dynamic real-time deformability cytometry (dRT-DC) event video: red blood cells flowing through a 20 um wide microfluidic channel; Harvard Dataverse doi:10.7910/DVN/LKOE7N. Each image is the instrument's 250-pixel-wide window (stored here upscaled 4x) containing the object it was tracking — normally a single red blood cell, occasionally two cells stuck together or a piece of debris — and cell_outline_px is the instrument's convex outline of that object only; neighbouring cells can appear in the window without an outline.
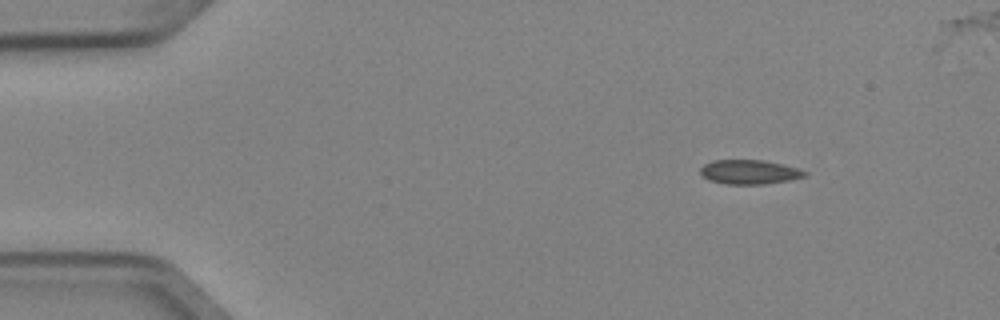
{"species": "Egyptian fruit bat (a non-hibernating species)", "species_latin": "Rousettus aegyptiacus", "temperature_condition": "cold", "stored_images_in_passage": 5, "camera_frame_rate_fps": 3000, "um_per_image_px": 0.085, "animal": {"sex": "female"}, "frame": {"image": 1, "passage_image": 1, "time_ms": 0.0, "image_size_px": [1000, 320], "cell_outline_px": [[808, 176], [792, 180], [764, 184], [728, 184], [708, 180], [700, 172], [700, 168], [704, 164], [712, 160], [764, 160], [800, 168], [808, 172]], "centroid_in_image_um": [63.75, 14.62], "position_along_channel_um": 21.2, "area_um2": 14.97}}
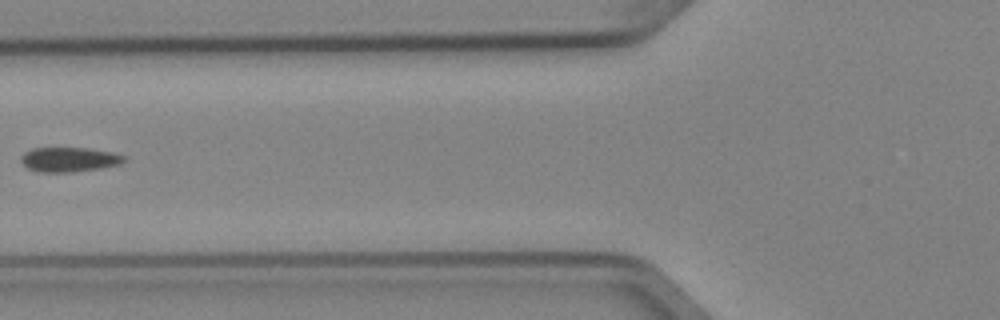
{"frame": {"image": 2, "passage_image": 5, "time_ms": 1.333, "image_size_px": [1000, 320], "cell_outline_px": [[128, 156], [120, 164], [100, 168], [72, 172], [40, 172], [28, 168], [20, 160], [20, 156], [24, 152], [32, 148], [88, 148], [112, 152]], "centroid_in_image_um": [5.88, 13.55], "position_along_channel_um": 119.9, "area_um2": 14.8}}